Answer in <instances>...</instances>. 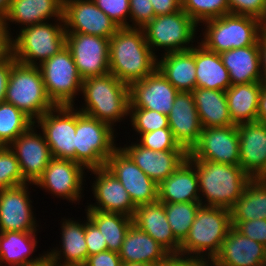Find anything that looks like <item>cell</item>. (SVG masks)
Masks as SVG:
<instances>
[{"label": "cell", "instance_id": "7dc6e473", "mask_svg": "<svg viewBox=\"0 0 266 266\" xmlns=\"http://www.w3.org/2000/svg\"><path fill=\"white\" fill-rule=\"evenodd\" d=\"M230 13L260 19L265 11L266 0H228Z\"/></svg>", "mask_w": 266, "mask_h": 266}, {"label": "cell", "instance_id": "f5cc1de1", "mask_svg": "<svg viewBox=\"0 0 266 266\" xmlns=\"http://www.w3.org/2000/svg\"><path fill=\"white\" fill-rule=\"evenodd\" d=\"M155 16L175 13L182 9V0H150Z\"/></svg>", "mask_w": 266, "mask_h": 266}, {"label": "cell", "instance_id": "30bf717a", "mask_svg": "<svg viewBox=\"0 0 266 266\" xmlns=\"http://www.w3.org/2000/svg\"><path fill=\"white\" fill-rule=\"evenodd\" d=\"M197 27V24L181 9L172 14L155 16L142 29L152 52L156 48L158 50L162 48L166 51L164 53H171L190 50L193 47L192 42L196 37Z\"/></svg>", "mask_w": 266, "mask_h": 266}, {"label": "cell", "instance_id": "3957f363", "mask_svg": "<svg viewBox=\"0 0 266 266\" xmlns=\"http://www.w3.org/2000/svg\"><path fill=\"white\" fill-rule=\"evenodd\" d=\"M81 93L85 106L79 108V111L111 127L129 115V85L121 82L113 74L84 79Z\"/></svg>", "mask_w": 266, "mask_h": 266}, {"label": "cell", "instance_id": "6f0895ef", "mask_svg": "<svg viewBox=\"0 0 266 266\" xmlns=\"http://www.w3.org/2000/svg\"><path fill=\"white\" fill-rule=\"evenodd\" d=\"M51 262L52 261L50 257L48 256V254L44 253L40 260L33 262V263L24 264L21 266H50Z\"/></svg>", "mask_w": 266, "mask_h": 266}, {"label": "cell", "instance_id": "816d5d0a", "mask_svg": "<svg viewBox=\"0 0 266 266\" xmlns=\"http://www.w3.org/2000/svg\"><path fill=\"white\" fill-rule=\"evenodd\" d=\"M8 25L6 18L0 16V60L13 56V37Z\"/></svg>", "mask_w": 266, "mask_h": 266}, {"label": "cell", "instance_id": "83f0119b", "mask_svg": "<svg viewBox=\"0 0 266 266\" xmlns=\"http://www.w3.org/2000/svg\"><path fill=\"white\" fill-rule=\"evenodd\" d=\"M61 225L62 249L53 248L50 252L46 253L51 261L56 264L83 266L88 258V249L85 240V222H76V220L74 221L70 218L63 219Z\"/></svg>", "mask_w": 266, "mask_h": 266}, {"label": "cell", "instance_id": "d590c367", "mask_svg": "<svg viewBox=\"0 0 266 266\" xmlns=\"http://www.w3.org/2000/svg\"><path fill=\"white\" fill-rule=\"evenodd\" d=\"M230 212L231 221L266 219V178H252Z\"/></svg>", "mask_w": 266, "mask_h": 266}, {"label": "cell", "instance_id": "9c48e42d", "mask_svg": "<svg viewBox=\"0 0 266 266\" xmlns=\"http://www.w3.org/2000/svg\"><path fill=\"white\" fill-rule=\"evenodd\" d=\"M38 67L52 103L55 106H74V98L81 93L83 79L69 49L65 46Z\"/></svg>", "mask_w": 266, "mask_h": 266}, {"label": "cell", "instance_id": "7c38bea8", "mask_svg": "<svg viewBox=\"0 0 266 266\" xmlns=\"http://www.w3.org/2000/svg\"><path fill=\"white\" fill-rule=\"evenodd\" d=\"M109 42L110 38L66 33V47L83 80L109 73Z\"/></svg>", "mask_w": 266, "mask_h": 266}, {"label": "cell", "instance_id": "6125c7cd", "mask_svg": "<svg viewBox=\"0 0 266 266\" xmlns=\"http://www.w3.org/2000/svg\"><path fill=\"white\" fill-rule=\"evenodd\" d=\"M50 266H71V265H59V264H56L54 262H51L50 263Z\"/></svg>", "mask_w": 266, "mask_h": 266}, {"label": "cell", "instance_id": "52a82bcc", "mask_svg": "<svg viewBox=\"0 0 266 266\" xmlns=\"http://www.w3.org/2000/svg\"><path fill=\"white\" fill-rule=\"evenodd\" d=\"M17 35L15 39L13 37V57L28 66L40 65L66 46L64 20L57 24L46 21L20 28Z\"/></svg>", "mask_w": 266, "mask_h": 266}, {"label": "cell", "instance_id": "ffe728a7", "mask_svg": "<svg viewBox=\"0 0 266 266\" xmlns=\"http://www.w3.org/2000/svg\"><path fill=\"white\" fill-rule=\"evenodd\" d=\"M95 176L92 193L96 205H88L86 210L121 213L133 217L136 206L121 182L105 166L89 169Z\"/></svg>", "mask_w": 266, "mask_h": 266}, {"label": "cell", "instance_id": "e575fe53", "mask_svg": "<svg viewBox=\"0 0 266 266\" xmlns=\"http://www.w3.org/2000/svg\"><path fill=\"white\" fill-rule=\"evenodd\" d=\"M36 232L6 231L0 233V266L6 263L8 266H21L33 263L42 258H31L37 246Z\"/></svg>", "mask_w": 266, "mask_h": 266}, {"label": "cell", "instance_id": "d6a6232c", "mask_svg": "<svg viewBox=\"0 0 266 266\" xmlns=\"http://www.w3.org/2000/svg\"><path fill=\"white\" fill-rule=\"evenodd\" d=\"M196 87L226 91L232 84L220 54L206 49L198 42L195 46Z\"/></svg>", "mask_w": 266, "mask_h": 266}, {"label": "cell", "instance_id": "1f68e13d", "mask_svg": "<svg viewBox=\"0 0 266 266\" xmlns=\"http://www.w3.org/2000/svg\"><path fill=\"white\" fill-rule=\"evenodd\" d=\"M192 94L202 128L235 125L229 115L225 91L196 87Z\"/></svg>", "mask_w": 266, "mask_h": 266}, {"label": "cell", "instance_id": "f35d334b", "mask_svg": "<svg viewBox=\"0 0 266 266\" xmlns=\"http://www.w3.org/2000/svg\"><path fill=\"white\" fill-rule=\"evenodd\" d=\"M166 217L175 238L182 243L187 237L200 202L163 203Z\"/></svg>", "mask_w": 266, "mask_h": 266}, {"label": "cell", "instance_id": "bcb514c9", "mask_svg": "<svg viewBox=\"0 0 266 266\" xmlns=\"http://www.w3.org/2000/svg\"><path fill=\"white\" fill-rule=\"evenodd\" d=\"M244 236L257 241L266 247V219H256L250 221H231Z\"/></svg>", "mask_w": 266, "mask_h": 266}, {"label": "cell", "instance_id": "ee69618b", "mask_svg": "<svg viewBox=\"0 0 266 266\" xmlns=\"http://www.w3.org/2000/svg\"><path fill=\"white\" fill-rule=\"evenodd\" d=\"M119 28H130L126 20L130 16L129 0H93Z\"/></svg>", "mask_w": 266, "mask_h": 266}, {"label": "cell", "instance_id": "4dcf8cb0", "mask_svg": "<svg viewBox=\"0 0 266 266\" xmlns=\"http://www.w3.org/2000/svg\"><path fill=\"white\" fill-rule=\"evenodd\" d=\"M51 17L57 22L63 20L62 0H12L5 16L7 23L15 22L23 28L49 21Z\"/></svg>", "mask_w": 266, "mask_h": 266}, {"label": "cell", "instance_id": "7bdbcfd3", "mask_svg": "<svg viewBox=\"0 0 266 266\" xmlns=\"http://www.w3.org/2000/svg\"><path fill=\"white\" fill-rule=\"evenodd\" d=\"M139 144L153 151L185 150L175 140L170 128H161L153 132L138 133Z\"/></svg>", "mask_w": 266, "mask_h": 266}, {"label": "cell", "instance_id": "4fadbf2b", "mask_svg": "<svg viewBox=\"0 0 266 266\" xmlns=\"http://www.w3.org/2000/svg\"><path fill=\"white\" fill-rule=\"evenodd\" d=\"M188 156L192 160L239 165L237 125L202 128L199 141Z\"/></svg>", "mask_w": 266, "mask_h": 266}, {"label": "cell", "instance_id": "d4e9b609", "mask_svg": "<svg viewBox=\"0 0 266 266\" xmlns=\"http://www.w3.org/2000/svg\"><path fill=\"white\" fill-rule=\"evenodd\" d=\"M133 224L150 235L170 254H179L181 243L175 238L166 217L165 206L159 200L139 205L135 209Z\"/></svg>", "mask_w": 266, "mask_h": 266}, {"label": "cell", "instance_id": "e0dca14e", "mask_svg": "<svg viewBox=\"0 0 266 266\" xmlns=\"http://www.w3.org/2000/svg\"><path fill=\"white\" fill-rule=\"evenodd\" d=\"M34 126L35 124L9 145L19 162L23 178L32 185L42 175L52 159L43 133H36Z\"/></svg>", "mask_w": 266, "mask_h": 266}, {"label": "cell", "instance_id": "680465c9", "mask_svg": "<svg viewBox=\"0 0 266 266\" xmlns=\"http://www.w3.org/2000/svg\"><path fill=\"white\" fill-rule=\"evenodd\" d=\"M12 0H0V16L5 17L11 7Z\"/></svg>", "mask_w": 266, "mask_h": 266}, {"label": "cell", "instance_id": "f6af8a7d", "mask_svg": "<svg viewBox=\"0 0 266 266\" xmlns=\"http://www.w3.org/2000/svg\"><path fill=\"white\" fill-rule=\"evenodd\" d=\"M129 3V19L133 23L130 28H142L155 17L150 0H129Z\"/></svg>", "mask_w": 266, "mask_h": 266}, {"label": "cell", "instance_id": "8992f818", "mask_svg": "<svg viewBox=\"0 0 266 266\" xmlns=\"http://www.w3.org/2000/svg\"><path fill=\"white\" fill-rule=\"evenodd\" d=\"M202 23L206 29L200 44L218 54L254 45L262 34L259 19L251 16L229 13Z\"/></svg>", "mask_w": 266, "mask_h": 266}, {"label": "cell", "instance_id": "ba28073f", "mask_svg": "<svg viewBox=\"0 0 266 266\" xmlns=\"http://www.w3.org/2000/svg\"><path fill=\"white\" fill-rule=\"evenodd\" d=\"M77 110L75 162L87 170L104 167L109 156L118 148L114 144V130L110 125Z\"/></svg>", "mask_w": 266, "mask_h": 266}, {"label": "cell", "instance_id": "5bb4252c", "mask_svg": "<svg viewBox=\"0 0 266 266\" xmlns=\"http://www.w3.org/2000/svg\"><path fill=\"white\" fill-rule=\"evenodd\" d=\"M105 167L121 182L136 207L158 200V184L150 179L121 147L109 156Z\"/></svg>", "mask_w": 266, "mask_h": 266}, {"label": "cell", "instance_id": "4316f807", "mask_svg": "<svg viewBox=\"0 0 266 266\" xmlns=\"http://www.w3.org/2000/svg\"><path fill=\"white\" fill-rule=\"evenodd\" d=\"M157 69L179 92H192L196 88L195 47L164 53L157 60Z\"/></svg>", "mask_w": 266, "mask_h": 266}, {"label": "cell", "instance_id": "b9f144b4", "mask_svg": "<svg viewBox=\"0 0 266 266\" xmlns=\"http://www.w3.org/2000/svg\"><path fill=\"white\" fill-rule=\"evenodd\" d=\"M130 121L136 133L153 132L169 128L168 116L150 109L129 108Z\"/></svg>", "mask_w": 266, "mask_h": 266}, {"label": "cell", "instance_id": "f546056e", "mask_svg": "<svg viewBox=\"0 0 266 266\" xmlns=\"http://www.w3.org/2000/svg\"><path fill=\"white\" fill-rule=\"evenodd\" d=\"M220 57L232 85L261 82L258 41L251 46L222 52Z\"/></svg>", "mask_w": 266, "mask_h": 266}, {"label": "cell", "instance_id": "ab89813d", "mask_svg": "<svg viewBox=\"0 0 266 266\" xmlns=\"http://www.w3.org/2000/svg\"><path fill=\"white\" fill-rule=\"evenodd\" d=\"M182 10L197 25L230 13L228 0H182Z\"/></svg>", "mask_w": 266, "mask_h": 266}, {"label": "cell", "instance_id": "d6986e66", "mask_svg": "<svg viewBox=\"0 0 266 266\" xmlns=\"http://www.w3.org/2000/svg\"><path fill=\"white\" fill-rule=\"evenodd\" d=\"M29 183L0 190V233L6 231L36 232Z\"/></svg>", "mask_w": 266, "mask_h": 266}, {"label": "cell", "instance_id": "44dd1931", "mask_svg": "<svg viewBox=\"0 0 266 266\" xmlns=\"http://www.w3.org/2000/svg\"><path fill=\"white\" fill-rule=\"evenodd\" d=\"M239 133V166L251 178H266V124L244 122Z\"/></svg>", "mask_w": 266, "mask_h": 266}, {"label": "cell", "instance_id": "7a4b0ae2", "mask_svg": "<svg viewBox=\"0 0 266 266\" xmlns=\"http://www.w3.org/2000/svg\"><path fill=\"white\" fill-rule=\"evenodd\" d=\"M193 162L198 176L199 192L205 197H200L203 206L230 210L252 179L239 165L201 160Z\"/></svg>", "mask_w": 266, "mask_h": 266}, {"label": "cell", "instance_id": "03108f58", "mask_svg": "<svg viewBox=\"0 0 266 266\" xmlns=\"http://www.w3.org/2000/svg\"><path fill=\"white\" fill-rule=\"evenodd\" d=\"M205 266H214L212 263L208 262Z\"/></svg>", "mask_w": 266, "mask_h": 266}, {"label": "cell", "instance_id": "e7e4bbea", "mask_svg": "<svg viewBox=\"0 0 266 266\" xmlns=\"http://www.w3.org/2000/svg\"><path fill=\"white\" fill-rule=\"evenodd\" d=\"M4 147V144L0 141V150Z\"/></svg>", "mask_w": 266, "mask_h": 266}, {"label": "cell", "instance_id": "91938a15", "mask_svg": "<svg viewBox=\"0 0 266 266\" xmlns=\"http://www.w3.org/2000/svg\"><path fill=\"white\" fill-rule=\"evenodd\" d=\"M259 21H260L261 32L263 34H266V6H265V11H264L262 17L259 19Z\"/></svg>", "mask_w": 266, "mask_h": 266}, {"label": "cell", "instance_id": "74e56055", "mask_svg": "<svg viewBox=\"0 0 266 266\" xmlns=\"http://www.w3.org/2000/svg\"><path fill=\"white\" fill-rule=\"evenodd\" d=\"M34 122L14 105L0 103V141L9 146L19 135L25 133Z\"/></svg>", "mask_w": 266, "mask_h": 266}, {"label": "cell", "instance_id": "7402d4cb", "mask_svg": "<svg viewBox=\"0 0 266 266\" xmlns=\"http://www.w3.org/2000/svg\"><path fill=\"white\" fill-rule=\"evenodd\" d=\"M167 116L175 140L189 153L202 132L192 92H178Z\"/></svg>", "mask_w": 266, "mask_h": 266}, {"label": "cell", "instance_id": "f1b7e54d", "mask_svg": "<svg viewBox=\"0 0 266 266\" xmlns=\"http://www.w3.org/2000/svg\"><path fill=\"white\" fill-rule=\"evenodd\" d=\"M118 253L122 263L143 262L154 265L170 254L162 245L133 223L127 230Z\"/></svg>", "mask_w": 266, "mask_h": 266}, {"label": "cell", "instance_id": "6da1fadb", "mask_svg": "<svg viewBox=\"0 0 266 266\" xmlns=\"http://www.w3.org/2000/svg\"><path fill=\"white\" fill-rule=\"evenodd\" d=\"M155 53L142 28H119L110 37L109 73L130 86L157 69Z\"/></svg>", "mask_w": 266, "mask_h": 266}, {"label": "cell", "instance_id": "f907efd6", "mask_svg": "<svg viewBox=\"0 0 266 266\" xmlns=\"http://www.w3.org/2000/svg\"><path fill=\"white\" fill-rule=\"evenodd\" d=\"M208 261L187 257L181 254H169L164 260L157 262L155 266H205Z\"/></svg>", "mask_w": 266, "mask_h": 266}, {"label": "cell", "instance_id": "8d00e7d4", "mask_svg": "<svg viewBox=\"0 0 266 266\" xmlns=\"http://www.w3.org/2000/svg\"><path fill=\"white\" fill-rule=\"evenodd\" d=\"M88 217L100 230L110 251L119 252L125 234L133 223V217L121 213L85 210Z\"/></svg>", "mask_w": 266, "mask_h": 266}, {"label": "cell", "instance_id": "836d02e7", "mask_svg": "<svg viewBox=\"0 0 266 266\" xmlns=\"http://www.w3.org/2000/svg\"><path fill=\"white\" fill-rule=\"evenodd\" d=\"M261 82L231 85L226 91L229 115L236 125L257 120Z\"/></svg>", "mask_w": 266, "mask_h": 266}, {"label": "cell", "instance_id": "c3c4849f", "mask_svg": "<svg viewBox=\"0 0 266 266\" xmlns=\"http://www.w3.org/2000/svg\"><path fill=\"white\" fill-rule=\"evenodd\" d=\"M85 240L88 249V256L107 251V243L102 237L98 227L87 217L85 222Z\"/></svg>", "mask_w": 266, "mask_h": 266}, {"label": "cell", "instance_id": "2e32d148", "mask_svg": "<svg viewBox=\"0 0 266 266\" xmlns=\"http://www.w3.org/2000/svg\"><path fill=\"white\" fill-rule=\"evenodd\" d=\"M84 169L82 164L71 159L52 158L34 185L72 203L77 202L83 197Z\"/></svg>", "mask_w": 266, "mask_h": 266}, {"label": "cell", "instance_id": "603a6c76", "mask_svg": "<svg viewBox=\"0 0 266 266\" xmlns=\"http://www.w3.org/2000/svg\"><path fill=\"white\" fill-rule=\"evenodd\" d=\"M121 149L157 184L170 176L188 157L186 150L153 151L136 142Z\"/></svg>", "mask_w": 266, "mask_h": 266}, {"label": "cell", "instance_id": "681fc988", "mask_svg": "<svg viewBox=\"0 0 266 266\" xmlns=\"http://www.w3.org/2000/svg\"><path fill=\"white\" fill-rule=\"evenodd\" d=\"M122 261L118 252L103 251L98 254L88 256L83 266H121Z\"/></svg>", "mask_w": 266, "mask_h": 266}, {"label": "cell", "instance_id": "11a10c76", "mask_svg": "<svg viewBox=\"0 0 266 266\" xmlns=\"http://www.w3.org/2000/svg\"><path fill=\"white\" fill-rule=\"evenodd\" d=\"M258 49L260 55L261 83L266 85V34H261L258 39Z\"/></svg>", "mask_w": 266, "mask_h": 266}, {"label": "cell", "instance_id": "db71d44e", "mask_svg": "<svg viewBox=\"0 0 266 266\" xmlns=\"http://www.w3.org/2000/svg\"><path fill=\"white\" fill-rule=\"evenodd\" d=\"M15 62L16 60L13 56L0 60V103L5 100L11 67Z\"/></svg>", "mask_w": 266, "mask_h": 266}, {"label": "cell", "instance_id": "8fae6325", "mask_svg": "<svg viewBox=\"0 0 266 266\" xmlns=\"http://www.w3.org/2000/svg\"><path fill=\"white\" fill-rule=\"evenodd\" d=\"M75 106H55L45 112L35 125L41 128L52 158L75 161ZM57 114V115H56Z\"/></svg>", "mask_w": 266, "mask_h": 266}, {"label": "cell", "instance_id": "9f6ffc18", "mask_svg": "<svg viewBox=\"0 0 266 266\" xmlns=\"http://www.w3.org/2000/svg\"><path fill=\"white\" fill-rule=\"evenodd\" d=\"M256 121L266 124V85L263 84L259 95Z\"/></svg>", "mask_w": 266, "mask_h": 266}, {"label": "cell", "instance_id": "484cf974", "mask_svg": "<svg viewBox=\"0 0 266 266\" xmlns=\"http://www.w3.org/2000/svg\"><path fill=\"white\" fill-rule=\"evenodd\" d=\"M199 193L196 168L189 156L158 184V200L163 203L200 202Z\"/></svg>", "mask_w": 266, "mask_h": 266}, {"label": "cell", "instance_id": "5b68a950", "mask_svg": "<svg viewBox=\"0 0 266 266\" xmlns=\"http://www.w3.org/2000/svg\"><path fill=\"white\" fill-rule=\"evenodd\" d=\"M4 101L21 110L34 124L55 107L46 93L39 67L17 61L11 67Z\"/></svg>", "mask_w": 266, "mask_h": 266}, {"label": "cell", "instance_id": "94428289", "mask_svg": "<svg viewBox=\"0 0 266 266\" xmlns=\"http://www.w3.org/2000/svg\"><path fill=\"white\" fill-rule=\"evenodd\" d=\"M121 266H155V265L143 262H134V263H122Z\"/></svg>", "mask_w": 266, "mask_h": 266}, {"label": "cell", "instance_id": "9a60e30c", "mask_svg": "<svg viewBox=\"0 0 266 266\" xmlns=\"http://www.w3.org/2000/svg\"><path fill=\"white\" fill-rule=\"evenodd\" d=\"M63 20L66 33L110 38L119 29L93 0H64Z\"/></svg>", "mask_w": 266, "mask_h": 266}, {"label": "cell", "instance_id": "60d3db41", "mask_svg": "<svg viewBox=\"0 0 266 266\" xmlns=\"http://www.w3.org/2000/svg\"><path fill=\"white\" fill-rule=\"evenodd\" d=\"M26 183L15 154L9 146H4L0 150V190Z\"/></svg>", "mask_w": 266, "mask_h": 266}, {"label": "cell", "instance_id": "ac0fdd59", "mask_svg": "<svg viewBox=\"0 0 266 266\" xmlns=\"http://www.w3.org/2000/svg\"><path fill=\"white\" fill-rule=\"evenodd\" d=\"M129 108H143L168 115L178 90L156 69L153 73L129 86Z\"/></svg>", "mask_w": 266, "mask_h": 266}, {"label": "cell", "instance_id": "cb8c5ba5", "mask_svg": "<svg viewBox=\"0 0 266 266\" xmlns=\"http://www.w3.org/2000/svg\"><path fill=\"white\" fill-rule=\"evenodd\" d=\"M265 259L266 247L232 226L210 263L214 266H260Z\"/></svg>", "mask_w": 266, "mask_h": 266}, {"label": "cell", "instance_id": "277c9868", "mask_svg": "<svg viewBox=\"0 0 266 266\" xmlns=\"http://www.w3.org/2000/svg\"><path fill=\"white\" fill-rule=\"evenodd\" d=\"M231 227L229 209L201 205L187 237L181 243L179 254L211 262Z\"/></svg>", "mask_w": 266, "mask_h": 266}, {"label": "cell", "instance_id": "be15d7a7", "mask_svg": "<svg viewBox=\"0 0 266 266\" xmlns=\"http://www.w3.org/2000/svg\"><path fill=\"white\" fill-rule=\"evenodd\" d=\"M260 266H266V259L261 263Z\"/></svg>", "mask_w": 266, "mask_h": 266}]
</instances>
